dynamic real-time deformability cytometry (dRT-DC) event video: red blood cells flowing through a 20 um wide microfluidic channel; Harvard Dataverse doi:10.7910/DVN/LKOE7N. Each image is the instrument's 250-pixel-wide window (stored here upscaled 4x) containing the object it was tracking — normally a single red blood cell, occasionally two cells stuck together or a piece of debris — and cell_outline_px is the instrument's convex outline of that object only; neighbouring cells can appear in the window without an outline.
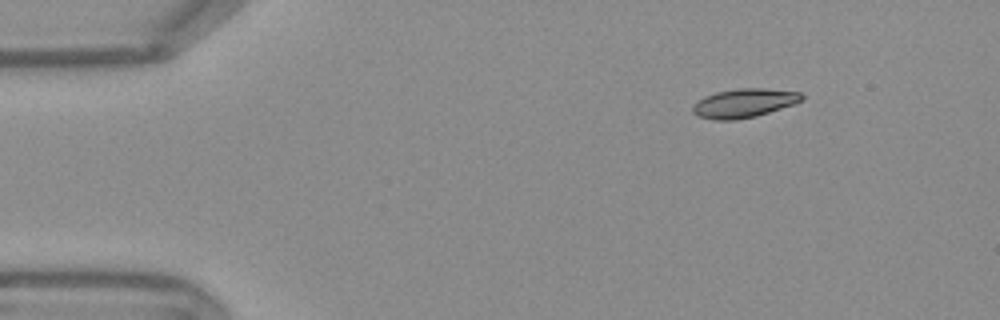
{"species": "Egyptian fruit bat (a non-hibernating species)", "species_latin": "Rousettus aegyptiacus", "temperature_condition": "warm", "stored_images_in_passage": 48, "camera_frame_rate_fps": 3000, "um_per_image_px": 0.085, "frame": {"image": 1, "passage_image": 1, "time_ms": 0.0, "image_size_px": [1000, 320], "cell_outline_px": [[804, 100], [796, 104], [756, 116], [736, 120], [716, 120], [696, 116], [692, 112], [692, 108], [704, 96], [716, 92], [736, 88], [764, 88], [800, 92], [804, 96]], "centroid_in_image_um": [63.28, 8.76], "position_along_channel_um": 21.7, "area_um2": 18.5}}
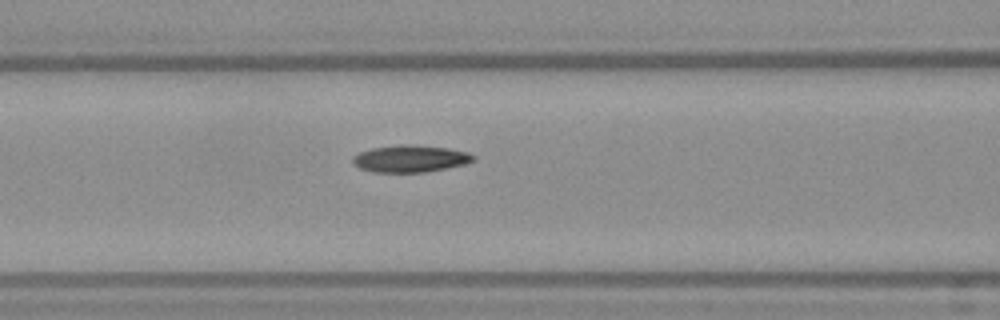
{"frame": {"image": 2, "passage_image": 16, "time_ms": 5.0, "image_size_px": [1000, 320], "cell_outline_px": [[476, 160], [464, 164], [424, 172], [372, 172], [360, 168], [352, 164], [352, 156], [360, 152], [372, 148], [400, 144], [408, 144], [448, 148], [468, 152], [476, 156]], "centroid_in_image_um": [34.86, 13.48], "position_along_channel_um": 131.7, "area_um2": 19.02}}
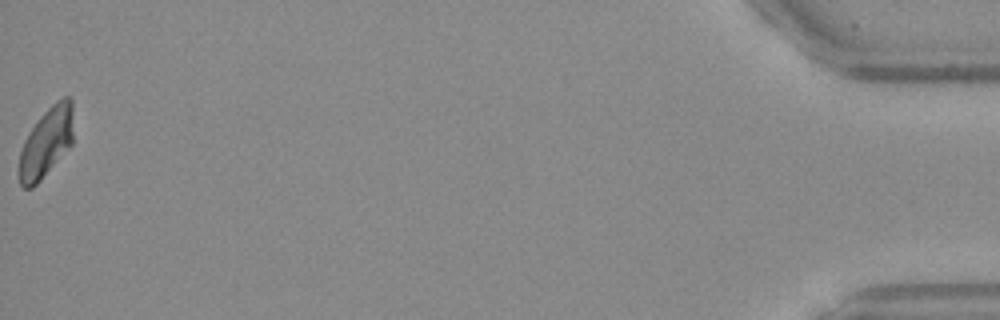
{"frame": {"image": 3, "passage_image": 48, "time_ms": 15.667, "image_size_px": [1000, 320], "cell_outline_px": [[72, 144], [40, 180], [32, 188], [24, 188], [20, 184], [16, 172], [20, 152], [24, 140], [40, 116], [56, 100], [64, 96], [68, 96], [72, 100]], "centroid_in_image_um": [3.89, 12.13], "position_along_channel_um": 431.3, "area_um2": 22.02}, "authors_computed_cell_mechanics": {"area_um2": 18.5827, "velocity_mm_per_s": 3.7846, "shape_relaxation_time_tau1_ms": 10.7895, "shape_relaxation_time_tau2_ms": 6.3548, "deformation_change_tau1": 0.2321, "deformation_change_tau2": 0.1238}}